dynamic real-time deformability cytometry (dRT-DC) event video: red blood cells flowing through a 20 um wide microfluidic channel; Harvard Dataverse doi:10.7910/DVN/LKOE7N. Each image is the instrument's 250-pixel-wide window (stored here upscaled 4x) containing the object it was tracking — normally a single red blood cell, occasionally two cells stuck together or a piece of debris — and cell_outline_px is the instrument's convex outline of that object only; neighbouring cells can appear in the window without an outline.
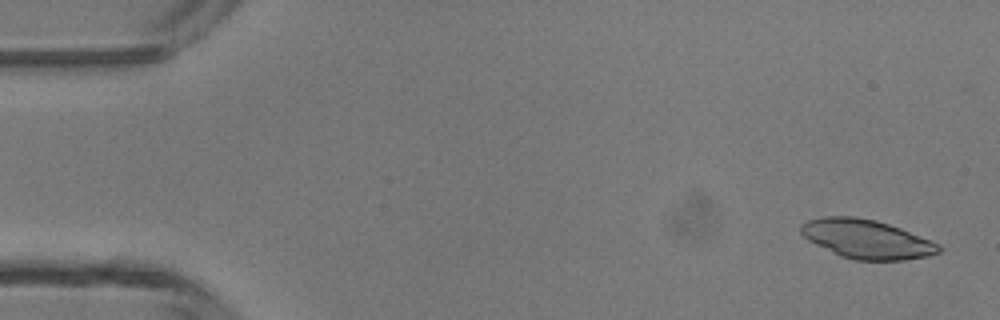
{"species": "common noctule bat (a hibernating species)", "species_latin": "Nyctalus noctula", "temperature_condition": "room temperature", "stored_images_in_passage": 17, "camera_frame_rate_fps": 3000, "um_per_image_px": 0.085, "animal": {"sex": "male", "body_mass_g": 13.3}, "frame": {"image": 1, "passage_image": 2, "time_ms": 0.333, "image_size_px": [1000, 320], "cell_outline_px": [[944, 248], [940, 252], [928, 256], [904, 260], [856, 260], [840, 256], [808, 240], [800, 232], [800, 224], [808, 220], [824, 216], [856, 216], [876, 220], [900, 228], [940, 244]], "centroid_in_image_um": [73.67, 20.32], "position_along_channel_um": 11.3, "area_um2": 31.33}}